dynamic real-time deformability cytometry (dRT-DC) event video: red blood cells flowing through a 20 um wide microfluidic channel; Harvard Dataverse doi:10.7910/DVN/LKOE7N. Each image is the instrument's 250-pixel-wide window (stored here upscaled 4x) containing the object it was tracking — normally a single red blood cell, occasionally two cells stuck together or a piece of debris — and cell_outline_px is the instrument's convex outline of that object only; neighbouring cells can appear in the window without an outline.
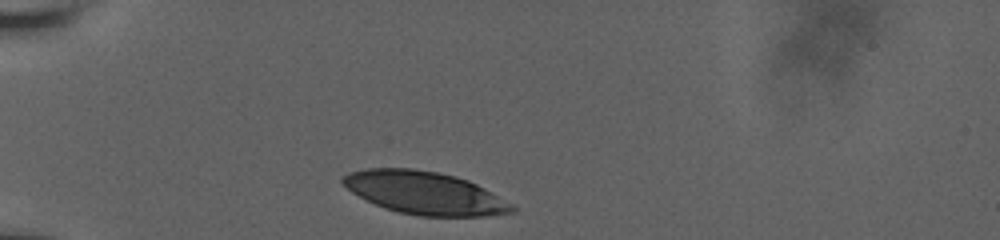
{"species": "human", "species_latin": "Homo sapiens", "temperature_condition": "room temperature", "stored_images_in_passage": 3, "camera_frame_rate_fps": 3000, "um_per_image_px": 0.085, "donor": {"sex": "male"}, "frame": {"image": 1, "passage_image": 1, "time_ms": 0.0, "image_size_px": [1000, 240], "cell_outline_px": [[516, 212], [488, 216], [420, 216], [400, 212], [384, 208], [352, 192], [340, 180], [340, 176], [348, 172], [364, 168], [412, 168], [436, 172], [468, 180], [484, 188], [512, 204], [516, 208]], "centroid_in_image_um": [36.09, 16.39], "position_along_channel_um": 48.9, "area_um2": 41.96}}
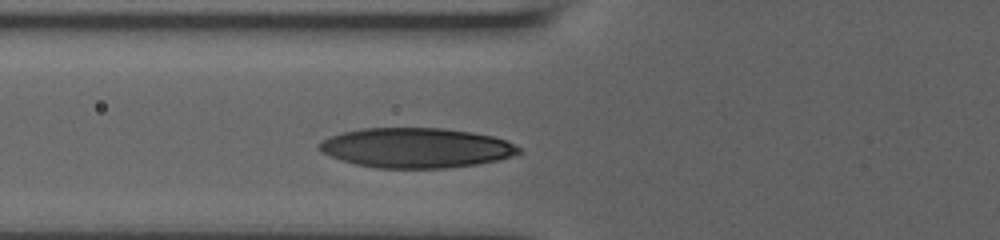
{"frame": {"image": 2, "passage_image": 3, "time_ms": 2.0, "image_size_px": [1000, 240], "cell_outline_px": [[520, 152], [512, 156], [496, 160], [476, 164], [448, 168], [376, 168], [356, 164], [340, 160], [320, 152], [316, 148], [316, 144], [320, 140], [328, 136], [360, 128], [444, 128], [472, 132], [492, 136], [504, 140], [520, 148]], "centroid_in_image_um": [35.28, 12.56], "position_along_channel_um": 90.5, "area_um2": 46.59}}